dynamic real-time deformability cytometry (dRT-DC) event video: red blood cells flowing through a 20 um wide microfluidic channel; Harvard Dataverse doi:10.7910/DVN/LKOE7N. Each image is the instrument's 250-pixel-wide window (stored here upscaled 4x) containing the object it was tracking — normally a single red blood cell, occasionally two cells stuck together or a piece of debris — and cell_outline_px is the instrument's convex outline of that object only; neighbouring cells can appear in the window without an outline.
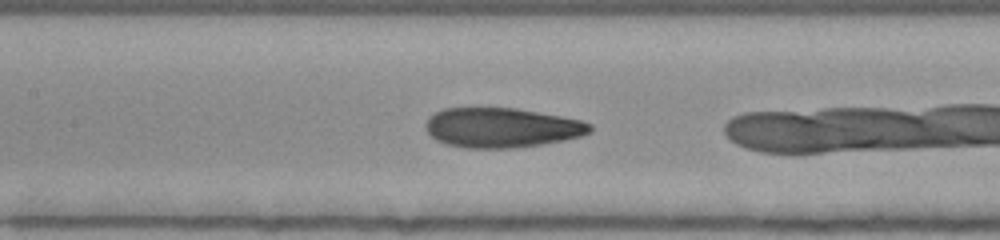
{"species": "human", "species_latin": "Homo sapiens", "temperature_condition": "room temperature", "stored_images_in_passage": 7, "camera_frame_rate_fps": 3000, "um_per_image_px": 0.085, "donor": {"sex": "female"}, "frame": {"image": 1, "passage_image": 6, "time_ms": 1.667, "image_size_px": [1000, 240], "cell_outline_px": [[592, 132], [580, 136], [564, 140], [516, 148], [464, 148], [444, 144], [436, 140], [424, 128], [424, 124], [428, 116], [444, 108], [516, 108], [560, 116], [580, 120], [592, 124]], "centroid_in_image_um": [42.6, 10.85], "position_along_channel_um": 164.8, "area_um2": 38.21}}